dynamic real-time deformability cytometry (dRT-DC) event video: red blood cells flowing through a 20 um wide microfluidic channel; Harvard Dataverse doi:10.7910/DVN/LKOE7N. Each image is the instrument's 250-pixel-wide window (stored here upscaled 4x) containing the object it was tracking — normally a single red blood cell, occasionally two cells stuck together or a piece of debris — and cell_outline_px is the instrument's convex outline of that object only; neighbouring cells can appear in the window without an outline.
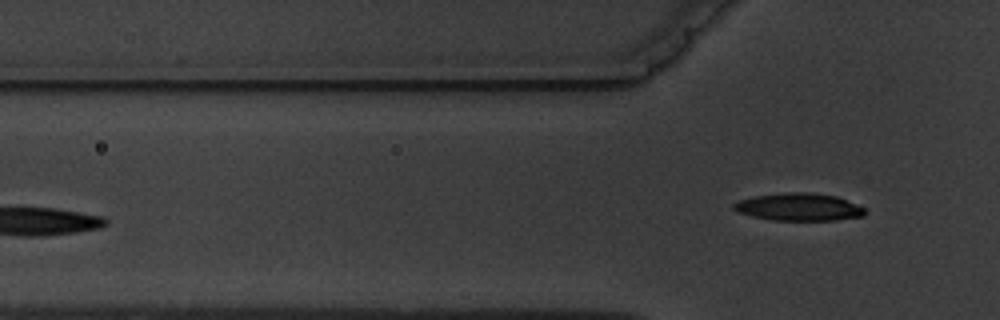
{"species": "common noctule bat (a hibernating species)", "species_latin": "Nyctalus noctula", "temperature_condition": "warm", "stored_images_in_passage": 2, "camera_frame_rate_fps": 3000, "um_per_image_px": 0.085, "animal": {"sex": "male", "body_mass_g": 19.5, "forearm_length_mm": 54.6}, "frame": {"image": 1, "passage_image": 2, "time_ms": 1.333, "image_size_px": [1000, 320], "cell_outline_px": [[864, 216], [836, 220], [772, 220], [752, 216], [740, 212], [732, 208], [732, 204], [740, 200], [756, 196], [784, 192], [808, 192], [836, 196], [864, 208]], "centroid_in_image_um": [67.89, 17.59], "position_along_channel_um": 57.9, "area_um2": 20.81}}